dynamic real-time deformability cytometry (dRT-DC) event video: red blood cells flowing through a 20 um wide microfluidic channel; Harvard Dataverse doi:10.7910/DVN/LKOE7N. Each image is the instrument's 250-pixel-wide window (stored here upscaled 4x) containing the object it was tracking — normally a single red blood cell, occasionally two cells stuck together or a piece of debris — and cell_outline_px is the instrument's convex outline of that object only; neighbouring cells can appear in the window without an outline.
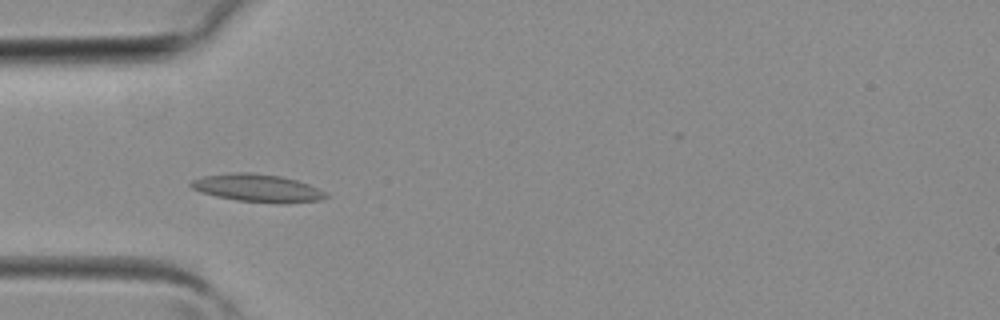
{"species": "common noctule bat (a hibernating species)", "species_latin": "Nyctalus noctula", "temperature_condition": "room temperature", "stored_images_in_passage": 39, "camera_frame_rate_fps": 3000, "um_per_image_px": 0.085, "animal": {"sex": "female", "body_mass_g": 19.3, "forearm_length_mm": 54.1}, "frame": {"image": 1, "passage_image": 11, "time_ms": 3.333, "image_size_px": [1000, 320], "cell_outline_px": [[332, 196], [320, 200], [236, 200], [216, 196], [200, 192], [192, 188], [188, 184], [192, 180], [204, 176], [232, 172], [252, 172], [280, 176], [296, 180], [308, 184], [328, 192]], "centroid_in_image_um": [21.82, 15.92], "position_along_channel_um": 63.2, "area_um2": 20.87}}
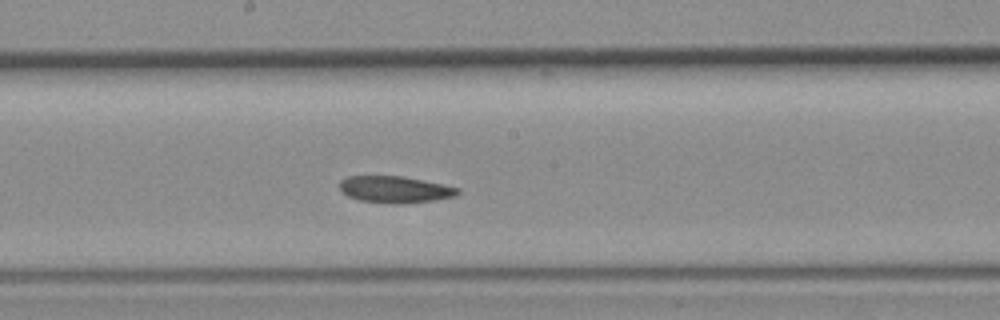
{"frame": {"image": 2, "passage_image": 20, "time_ms": 6.333, "image_size_px": [1000, 320], "cell_outline_px": [[460, 192], [456, 196], [432, 200], [400, 204], [396, 204], [360, 200], [348, 196], [340, 192], [340, 180], [348, 176], [400, 176], [460, 188]], "centroid_in_image_um": [33.53, 16.1], "position_along_channel_um": 214.7, "area_um2": 18.15}}
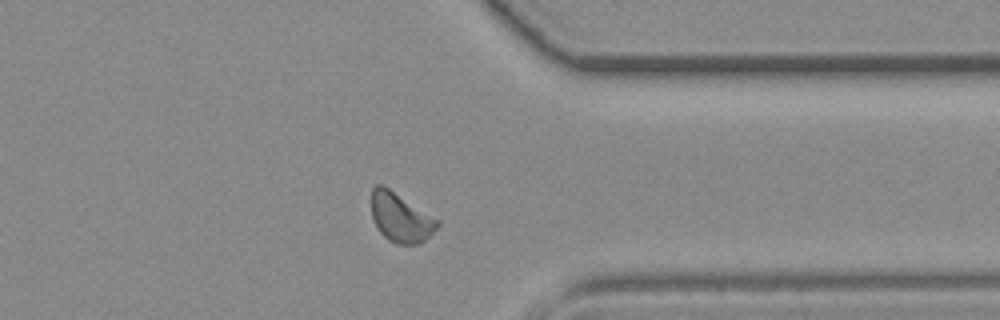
{"frame": {"image": 3, "passage_image": 30, "time_ms": 9.667, "image_size_px": [1000, 320], "cell_outline_px": [[440, 224], [420, 244], [396, 244], [388, 240], [380, 232], [372, 216], [372, 188], [376, 184], [384, 184], [440, 220]], "centroid_in_image_um": [34.05, 18.47], "position_along_channel_um": 377.3, "area_um2": 18.96}}